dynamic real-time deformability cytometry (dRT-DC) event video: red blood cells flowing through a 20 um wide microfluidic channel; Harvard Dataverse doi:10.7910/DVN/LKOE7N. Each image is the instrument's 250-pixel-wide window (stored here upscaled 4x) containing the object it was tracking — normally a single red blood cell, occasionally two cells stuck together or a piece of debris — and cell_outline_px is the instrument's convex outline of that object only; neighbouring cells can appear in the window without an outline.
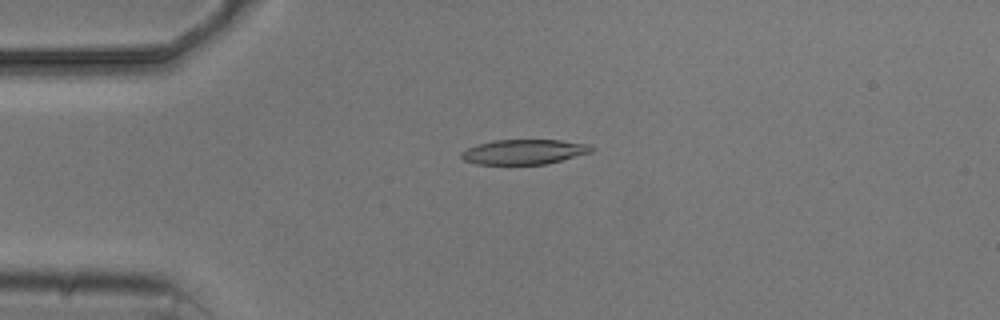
{"species": "common noctule bat (a hibernating species)", "species_latin": "Nyctalus noctula", "temperature_condition": "cold", "stored_images_in_passage": 7, "camera_frame_rate_fps": 3000, "um_per_image_px": 0.085, "animal": {"sex": "male", "body_mass_g": 20.5, "forearm_length_mm": 52.5}, "frame": {"image": 1, "passage_image": 3, "time_ms": 2.333, "image_size_px": [1000, 320], "cell_outline_px": [[596, 148], [592, 152], [548, 164], [476, 164], [464, 160], [460, 156], [460, 152], [468, 148], [480, 144], [496, 140], [560, 140], [592, 144]], "centroid_in_image_um": [44.61, 12.91], "position_along_channel_um": 40.4, "area_um2": 18.96}}
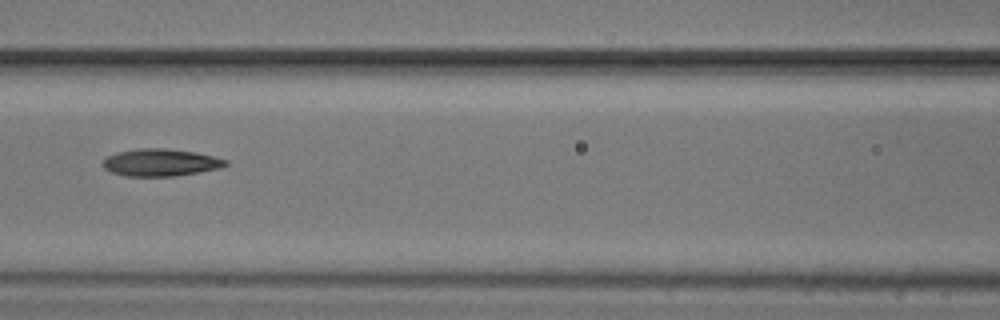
{"frame": {"image": 2, "passage_image": 6, "time_ms": 6.0, "image_size_px": [1000, 320], "cell_outline_px": [[228, 164], [220, 168], [200, 172], [176, 176], [124, 176], [112, 172], [104, 168], [104, 160], [108, 156], [116, 152], [140, 148], [164, 148], [196, 152], [228, 160]], "centroid_in_image_um": [13.67, 13.81], "position_along_channel_um": 152.9, "area_um2": 19.48}}
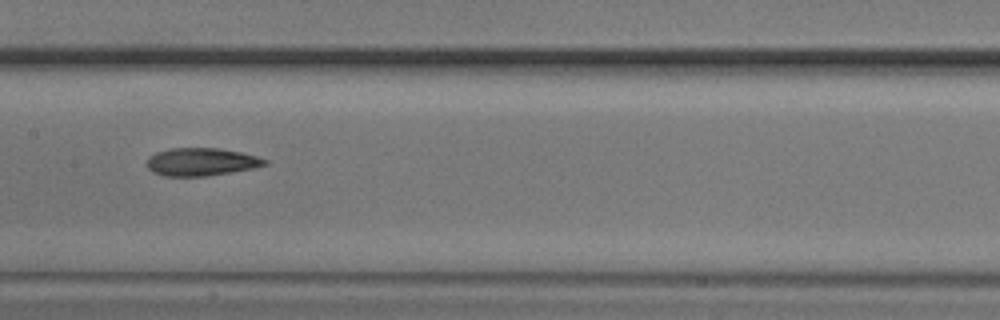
{"frame": {"image": 3, "passage_image": 7, "time_ms": 7.0, "image_size_px": [1000, 320], "cell_outline_px": [[268, 164], [252, 168], [232, 172], [204, 176], [164, 176], [152, 172], [148, 168], [148, 156], [156, 152], [168, 148], [216, 148], [240, 152], [256, 156], [268, 160]], "centroid_in_image_um": [17.08, 13.76], "position_along_channel_um": 190.3, "area_um2": 19.07}}